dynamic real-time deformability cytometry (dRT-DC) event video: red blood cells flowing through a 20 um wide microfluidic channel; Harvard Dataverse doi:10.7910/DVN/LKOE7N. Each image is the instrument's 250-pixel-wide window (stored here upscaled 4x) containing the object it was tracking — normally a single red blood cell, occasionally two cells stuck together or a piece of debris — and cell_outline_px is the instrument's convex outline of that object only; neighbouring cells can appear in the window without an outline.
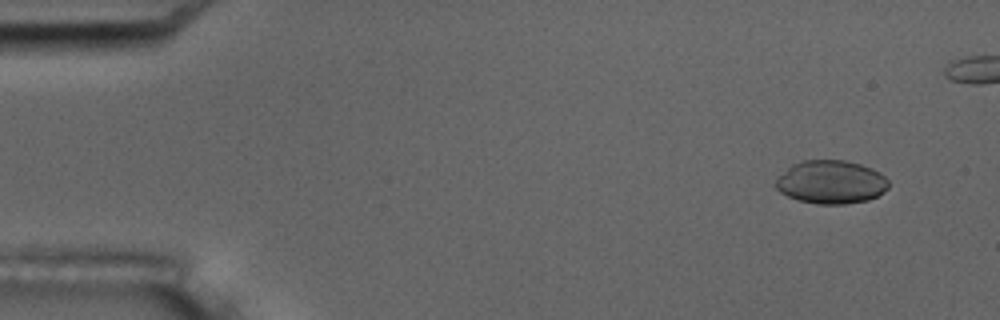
{"species": "common noctule bat (a hibernating species)", "species_latin": "Nyctalus noctula", "temperature_condition": "room temperature", "stored_images_in_passage": 5, "camera_frame_rate_fps": 3000, "um_per_image_px": 0.085, "animal": {"sex": "male", "body_mass_g": 17.5, "forearm_length_mm": 52.3}, "frame": {"image": 1, "passage_image": 2, "time_ms": 1.333, "image_size_px": [1000, 320], "cell_outline_px": [[888, 188], [876, 196], [868, 200], [844, 204], [816, 204], [796, 200], [780, 192], [776, 188], [776, 176], [792, 164], [800, 160], [844, 160], [860, 164], [872, 168], [880, 172], [888, 180]], "centroid_in_image_um": [70.6, 15.47], "position_along_channel_um": 14.4, "area_um2": 28.73}}